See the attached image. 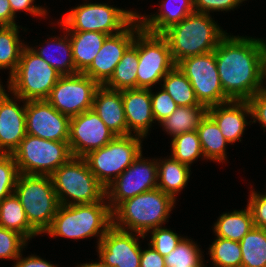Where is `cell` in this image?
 <instances>
[{
    "mask_svg": "<svg viewBox=\"0 0 266 267\" xmlns=\"http://www.w3.org/2000/svg\"><path fill=\"white\" fill-rule=\"evenodd\" d=\"M214 53L224 94L230 100L248 101L265 86L258 38L227 33Z\"/></svg>",
    "mask_w": 266,
    "mask_h": 267,
    "instance_id": "1",
    "label": "cell"
},
{
    "mask_svg": "<svg viewBox=\"0 0 266 267\" xmlns=\"http://www.w3.org/2000/svg\"><path fill=\"white\" fill-rule=\"evenodd\" d=\"M226 34L210 14L198 12L189 14L162 33L175 65L185 58L213 52Z\"/></svg>",
    "mask_w": 266,
    "mask_h": 267,
    "instance_id": "2",
    "label": "cell"
},
{
    "mask_svg": "<svg viewBox=\"0 0 266 267\" xmlns=\"http://www.w3.org/2000/svg\"><path fill=\"white\" fill-rule=\"evenodd\" d=\"M176 201L155 188L121 202L112 211L115 228L146 235L168 222ZM167 220V221H166Z\"/></svg>",
    "mask_w": 266,
    "mask_h": 267,
    "instance_id": "3",
    "label": "cell"
},
{
    "mask_svg": "<svg viewBox=\"0 0 266 267\" xmlns=\"http://www.w3.org/2000/svg\"><path fill=\"white\" fill-rule=\"evenodd\" d=\"M112 226V211L106 197L93 204L59 205L50 227L44 232L51 238L67 239L98 237L97 243Z\"/></svg>",
    "mask_w": 266,
    "mask_h": 267,
    "instance_id": "4",
    "label": "cell"
},
{
    "mask_svg": "<svg viewBox=\"0 0 266 267\" xmlns=\"http://www.w3.org/2000/svg\"><path fill=\"white\" fill-rule=\"evenodd\" d=\"M50 176L60 205L93 204L106 197L105 187L82 157H72Z\"/></svg>",
    "mask_w": 266,
    "mask_h": 267,
    "instance_id": "5",
    "label": "cell"
},
{
    "mask_svg": "<svg viewBox=\"0 0 266 267\" xmlns=\"http://www.w3.org/2000/svg\"><path fill=\"white\" fill-rule=\"evenodd\" d=\"M14 193L29 224L42 235L50 227L60 205L51 176L19 173Z\"/></svg>",
    "mask_w": 266,
    "mask_h": 267,
    "instance_id": "6",
    "label": "cell"
},
{
    "mask_svg": "<svg viewBox=\"0 0 266 267\" xmlns=\"http://www.w3.org/2000/svg\"><path fill=\"white\" fill-rule=\"evenodd\" d=\"M61 76L27 44L16 71L7 81V90L25 101L46 100Z\"/></svg>",
    "mask_w": 266,
    "mask_h": 267,
    "instance_id": "7",
    "label": "cell"
},
{
    "mask_svg": "<svg viewBox=\"0 0 266 267\" xmlns=\"http://www.w3.org/2000/svg\"><path fill=\"white\" fill-rule=\"evenodd\" d=\"M136 11L108 3H85L73 7L56 23L65 31H93L107 35L123 31L136 17Z\"/></svg>",
    "mask_w": 266,
    "mask_h": 267,
    "instance_id": "8",
    "label": "cell"
},
{
    "mask_svg": "<svg viewBox=\"0 0 266 267\" xmlns=\"http://www.w3.org/2000/svg\"><path fill=\"white\" fill-rule=\"evenodd\" d=\"M143 140L144 137L133 134L115 136L107 145L89 152L83 158L106 188L141 154Z\"/></svg>",
    "mask_w": 266,
    "mask_h": 267,
    "instance_id": "9",
    "label": "cell"
},
{
    "mask_svg": "<svg viewBox=\"0 0 266 267\" xmlns=\"http://www.w3.org/2000/svg\"><path fill=\"white\" fill-rule=\"evenodd\" d=\"M12 155L19 173L49 176L73 157L68 142L45 140L29 134Z\"/></svg>",
    "mask_w": 266,
    "mask_h": 267,
    "instance_id": "10",
    "label": "cell"
},
{
    "mask_svg": "<svg viewBox=\"0 0 266 267\" xmlns=\"http://www.w3.org/2000/svg\"><path fill=\"white\" fill-rule=\"evenodd\" d=\"M132 45L139 55L137 88L152 89L157 83L161 85L162 79L175 66L166 38L141 28Z\"/></svg>",
    "mask_w": 266,
    "mask_h": 267,
    "instance_id": "11",
    "label": "cell"
},
{
    "mask_svg": "<svg viewBox=\"0 0 266 267\" xmlns=\"http://www.w3.org/2000/svg\"><path fill=\"white\" fill-rule=\"evenodd\" d=\"M177 67L189 79L200 104L208 108L231 101L224 94L214 51L185 58Z\"/></svg>",
    "mask_w": 266,
    "mask_h": 267,
    "instance_id": "12",
    "label": "cell"
},
{
    "mask_svg": "<svg viewBox=\"0 0 266 267\" xmlns=\"http://www.w3.org/2000/svg\"><path fill=\"white\" fill-rule=\"evenodd\" d=\"M157 188V159L141 154L106 189V199L111 211L121 202Z\"/></svg>",
    "mask_w": 266,
    "mask_h": 267,
    "instance_id": "13",
    "label": "cell"
},
{
    "mask_svg": "<svg viewBox=\"0 0 266 267\" xmlns=\"http://www.w3.org/2000/svg\"><path fill=\"white\" fill-rule=\"evenodd\" d=\"M99 86L84 73L62 75L46 100L60 113L71 118L92 109Z\"/></svg>",
    "mask_w": 266,
    "mask_h": 267,
    "instance_id": "14",
    "label": "cell"
},
{
    "mask_svg": "<svg viewBox=\"0 0 266 267\" xmlns=\"http://www.w3.org/2000/svg\"><path fill=\"white\" fill-rule=\"evenodd\" d=\"M142 28L136 17L123 31L108 35L91 65L83 72L99 85H104L113 75L123 54L133 44L136 33Z\"/></svg>",
    "mask_w": 266,
    "mask_h": 267,
    "instance_id": "15",
    "label": "cell"
},
{
    "mask_svg": "<svg viewBox=\"0 0 266 267\" xmlns=\"http://www.w3.org/2000/svg\"><path fill=\"white\" fill-rule=\"evenodd\" d=\"M115 136L92 109L70 118L68 143L73 157L83 158Z\"/></svg>",
    "mask_w": 266,
    "mask_h": 267,
    "instance_id": "16",
    "label": "cell"
},
{
    "mask_svg": "<svg viewBox=\"0 0 266 267\" xmlns=\"http://www.w3.org/2000/svg\"><path fill=\"white\" fill-rule=\"evenodd\" d=\"M140 237L146 238L145 235L112 225L97 244L98 256L109 267H140Z\"/></svg>",
    "mask_w": 266,
    "mask_h": 267,
    "instance_id": "17",
    "label": "cell"
},
{
    "mask_svg": "<svg viewBox=\"0 0 266 267\" xmlns=\"http://www.w3.org/2000/svg\"><path fill=\"white\" fill-rule=\"evenodd\" d=\"M70 117L47 100L26 101V133L45 140L68 142Z\"/></svg>",
    "mask_w": 266,
    "mask_h": 267,
    "instance_id": "18",
    "label": "cell"
},
{
    "mask_svg": "<svg viewBox=\"0 0 266 267\" xmlns=\"http://www.w3.org/2000/svg\"><path fill=\"white\" fill-rule=\"evenodd\" d=\"M10 93L9 96L5 89L0 93V153L2 154H12L27 135L26 101ZM16 101L22 102L23 106L20 107Z\"/></svg>",
    "mask_w": 266,
    "mask_h": 267,
    "instance_id": "19",
    "label": "cell"
},
{
    "mask_svg": "<svg viewBox=\"0 0 266 267\" xmlns=\"http://www.w3.org/2000/svg\"><path fill=\"white\" fill-rule=\"evenodd\" d=\"M127 124V135L134 134L146 138L155 123L152 112L150 89H127L121 91ZM133 131V133H132Z\"/></svg>",
    "mask_w": 266,
    "mask_h": 267,
    "instance_id": "20",
    "label": "cell"
},
{
    "mask_svg": "<svg viewBox=\"0 0 266 267\" xmlns=\"http://www.w3.org/2000/svg\"><path fill=\"white\" fill-rule=\"evenodd\" d=\"M207 113L214 119L229 144L240 141L247 124V117L252 116L248 101H229L207 108Z\"/></svg>",
    "mask_w": 266,
    "mask_h": 267,
    "instance_id": "21",
    "label": "cell"
},
{
    "mask_svg": "<svg viewBox=\"0 0 266 267\" xmlns=\"http://www.w3.org/2000/svg\"><path fill=\"white\" fill-rule=\"evenodd\" d=\"M92 110L116 136L127 135L121 91L100 85L95 92Z\"/></svg>",
    "mask_w": 266,
    "mask_h": 267,
    "instance_id": "22",
    "label": "cell"
},
{
    "mask_svg": "<svg viewBox=\"0 0 266 267\" xmlns=\"http://www.w3.org/2000/svg\"><path fill=\"white\" fill-rule=\"evenodd\" d=\"M158 10L160 12L147 16L137 13L144 30L154 34H162L169 27L195 12L194 0H162Z\"/></svg>",
    "mask_w": 266,
    "mask_h": 267,
    "instance_id": "23",
    "label": "cell"
},
{
    "mask_svg": "<svg viewBox=\"0 0 266 267\" xmlns=\"http://www.w3.org/2000/svg\"><path fill=\"white\" fill-rule=\"evenodd\" d=\"M60 37L53 36L46 40V47H32V50L45 60L52 68L56 69L61 75H73L79 73L73 61L72 45L67 32ZM38 48V49H37ZM50 48V49H49ZM53 50H55L53 52ZM56 52V54H54ZM58 52V53H57ZM63 55V56H62Z\"/></svg>",
    "mask_w": 266,
    "mask_h": 267,
    "instance_id": "24",
    "label": "cell"
},
{
    "mask_svg": "<svg viewBox=\"0 0 266 267\" xmlns=\"http://www.w3.org/2000/svg\"><path fill=\"white\" fill-rule=\"evenodd\" d=\"M69 35L75 68L83 73L99 53L107 34L93 31H66Z\"/></svg>",
    "mask_w": 266,
    "mask_h": 267,
    "instance_id": "25",
    "label": "cell"
},
{
    "mask_svg": "<svg viewBox=\"0 0 266 267\" xmlns=\"http://www.w3.org/2000/svg\"><path fill=\"white\" fill-rule=\"evenodd\" d=\"M190 169L171 155L168 159L157 158V188L176 201L178 193L186 187L190 179Z\"/></svg>",
    "mask_w": 266,
    "mask_h": 267,
    "instance_id": "26",
    "label": "cell"
},
{
    "mask_svg": "<svg viewBox=\"0 0 266 267\" xmlns=\"http://www.w3.org/2000/svg\"><path fill=\"white\" fill-rule=\"evenodd\" d=\"M201 149L205 160L223 163L227 160V140L214 119L206 113L197 128Z\"/></svg>",
    "mask_w": 266,
    "mask_h": 267,
    "instance_id": "27",
    "label": "cell"
},
{
    "mask_svg": "<svg viewBox=\"0 0 266 267\" xmlns=\"http://www.w3.org/2000/svg\"><path fill=\"white\" fill-rule=\"evenodd\" d=\"M233 210L223 213L214 222L213 230L216 237L240 242L242 238L254 227L251 209Z\"/></svg>",
    "mask_w": 266,
    "mask_h": 267,
    "instance_id": "28",
    "label": "cell"
},
{
    "mask_svg": "<svg viewBox=\"0 0 266 267\" xmlns=\"http://www.w3.org/2000/svg\"><path fill=\"white\" fill-rule=\"evenodd\" d=\"M0 226L20 233L29 241L40 235L29 224L24 208L15 193L0 201Z\"/></svg>",
    "mask_w": 266,
    "mask_h": 267,
    "instance_id": "29",
    "label": "cell"
},
{
    "mask_svg": "<svg viewBox=\"0 0 266 267\" xmlns=\"http://www.w3.org/2000/svg\"><path fill=\"white\" fill-rule=\"evenodd\" d=\"M207 113V107L199 106H178L177 109L159 125L163 131L171 137L197 130L200 121Z\"/></svg>",
    "mask_w": 266,
    "mask_h": 267,
    "instance_id": "30",
    "label": "cell"
},
{
    "mask_svg": "<svg viewBox=\"0 0 266 267\" xmlns=\"http://www.w3.org/2000/svg\"><path fill=\"white\" fill-rule=\"evenodd\" d=\"M138 64V50L131 45L123 54L120 62L115 67L113 75L104 86L118 91L136 89Z\"/></svg>",
    "mask_w": 266,
    "mask_h": 267,
    "instance_id": "31",
    "label": "cell"
},
{
    "mask_svg": "<svg viewBox=\"0 0 266 267\" xmlns=\"http://www.w3.org/2000/svg\"><path fill=\"white\" fill-rule=\"evenodd\" d=\"M19 28L18 25L0 26V70L9 69V77L16 71L27 45L20 40Z\"/></svg>",
    "mask_w": 266,
    "mask_h": 267,
    "instance_id": "32",
    "label": "cell"
},
{
    "mask_svg": "<svg viewBox=\"0 0 266 267\" xmlns=\"http://www.w3.org/2000/svg\"><path fill=\"white\" fill-rule=\"evenodd\" d=\"M239 244L241 267H266V229L254 226Z\"/></svg>",
    "mask_w": 266,
    "mask_h": 267,
    "instance_id": "33",
    "label": "cell"
},
{
    "mask_svg": "<svg viewBox=\"0 0 266 267\" xmlns=\"http://www.w3.org/2000/svg\"><path fill=\"white\" fill-rule=\"evenodd\" d=\"M161 89L166 91L178 106H199L194 89L185 74L175 65L162 79Z\"/></svg>",
    "mask_w": 266,
    "mask_h": 267,
    "instance_id": "34",
    "label": "cell"
},
{
    "mask_svg": "<svg viewBox=\"0 0 266 267\" xmlns=\"http://www.w3.org/2000/svg\"><path fill=\"white\" fill-rule=\"evenodd\" d=\"M171 156L191 167L199 157L204 159L197 130L176 135L171 140Z\"/></svg>",
    "mask_w": 266,
    "mask_h": 267,
    "instance_id": "35",
    "label": "cell"
},
{
    "mask_svg": "<svg viewBox=\"0 0 266 267\" xmlns=\"http://www.w3.org/2000/svg\"><path fill=\"white\" fill-rule=\"evenodd\" d=\"M208 253L214 267H241L242 252L239 242L216 237Z\"/></svg>",
    "mask_w": 266,
    "mask_h": 267,
    "instance_id": "36",
    "label": "cell"
},
{
    "mask_svg": "<svg viewBox=\"0 0 266 267\" xmlns=\"http://www.w3.org/2000/svg\"><path fill=\"white\" fill-rule=\"evenodd\" d=\"M203 257L201 248L184 236L177 247L164 257V261L166 267H200Z\"/></svg>",
    "mask_w": 266,
    "mask_h": 267,
    "instance_id": "37",
    "label": "cell"
},
{
    "mask_svg": "<svg viewBox=\"0 0 266 267\" xmlns=\"http://www.w3.org/2000/svg\"><path fill=\"white\" fill-rule=\"evenodd\" d=\"M28 244L20 233L0 226V259L15 260Z\"/></svg>",
    "mask_w": 266,
    "mask_h": 267,
    "instance_id": "38",
    "label": "cell"
},
{
    "mask_svg": "<svg viewBox=\"0 0 266 267\" xmlns=\"http://www.w3.org/2000/svg\"><path fill=\"white\" fill-rule=\"evenodd\" d=\"M18 175L14 156L0 153V201L14 193Z\"/></svg>",
    "mask_w": 266,
    "mask_h": 267,
    "instance_id": "39",
    "label": "cell"
},
{
    "mask_svg": "<svg viewBox=\"0 0 266 267\" xmlns=\"http://www.w3.org/2000/svg\"><path fill=\"white\" fill-rule=\"evenodd\" d=\"M151 233L150 244L158 253L163 257L167 256L172 250H174L179 242L184 238L173 230L164 227H157L150 230L148 234Z\"/></svg>",
    "mask_w": 266,
    "mask_h": 267,
    "instance_id": "40",
    "label": "cell"
},
{
    "mask_svg": "<svg viewBox=\"0 0 266 267\" xmlns=\"http://www.w3.org/2000/svg\"><path fill=\"white\" fill-rule=\"evenodd\" d=\"M151 94V103H152V112L155 119V122H162L165 118L169 117L178 107L174 102L172 97L163 89L156 92H153L150 89Z\"/></svg>",
    "mask_w": 266,
    "mask_h": 267,
    "instance_id": "41",
    "label": "cell"
},
{
    "mask_svg": "<svg viewBox=\"0 0 266 267\" xmlns=\"http://www.w3.org/2000/svg\"><path fill=\"white\" fill-rule=\"evenodd\" d=\"M247 202L253 215L254 226L266 229V195L255 191L253 187Z\"/></svg>",
    "mask_w": 266,
    "mask_h": 267,
    "instance_id": "42",
    "label": "cell"
},
{
    "mask_svg": "<svg viewBox=\"0 0 266 267\" xmlns=\"http://www.w3.org/2000/svg\"><path fill=\"white\" fill-rule=\"evenodd\" d=\"M240 4V0H194V9L198 13L210 14L215 11H231Z\"/></svg>",
    "mask_w": 266,
    "mask_h": 267,
    "instance_id": "43",
    "label": "cell"
},
{
    "mask_svg": "<svg viewBox=\"0 0 266 267\" xmlns=\"http://www.w3.org/2000/svg\"><path fill=\"white\" fill-rule=\"evenodd\" d=\"M251 111V123L259 122L263 128H266V86L259 90L254 96L248 100Z\"/></svg>",
    "mask_w": 266,
    "mask_h": 267,
    "instance_id": "44",
    "label": "cell"
},
{
    "mask_svg": "<svg viewBox=\"0 0 266 267\" xmlns=\"http://www.w3.org/2000/svg\"><path fill=\"white\" fill-rule=\"evenodd\" d=\"M35 0H9L13 15L16 17L17 12L25 11L32 16L44 17L48 14V10L40 5H34Z\"/></svg>",
    "mask_w": 266,
    "mask_h": 267,
    "instance_id": "45",
    "label": "cell"
},
{
    "mask_svg": "<svg viewBox=\"0 0 266 267\" xmlns=\"http://www.w3.org/2000/svg\"><path fill=\"white\" fill-rule=\"evenodd\" d=\"M148 246L145 250L141 248L140 267H166L164 257L150 244Z\"/></svg>",
    "mask_w": 266,
    "mask_h": 267,
    "instance_id": "46",
    "label": "cell"
},
{
    "mask_svg": "<svg viewBox=\"0 0 266 267\" xmlns=\"http://www.w3.org/2000/svg\"><path fill=\"white\" fill-rule=\"evenodd\" d=\"M22 255L23 254L21 253V255L15 260L16 262L13 267H58L57 264H51L36 254H31L28 257H23Z\"/></svg>",
    "mask_w": 266,
    "mask_h": 267,
    "instance_id": "47",
    "label": "cell"
},
{
    "mask_svg": "<svg viewBox=\"0 0 266 267\" xmlns=\"http://www.w3.org/2000/svg\"><path fill=\"white\" fill-rule=\"evenodd\" d=\"M9 0H0V26L17 25Z\"/></svg>",
    "mask_w": 266,
    "mask_h": 267,
    "instance_id": "48",
    "label": "cell"
},
{
    "mask_svg": "<svg viewBox=\"0 0 266 267\" xmlns=\"http://www.w3.org/2000/svg\"><path fill=\"white\" fill-rule=\"evenodd\" d=\"M258 42L261 48V56H262V77L263 80L266 79V39L258 38Z\"/></svg>",
    "mask_w": 266,
    "mask_h": 267,
    "instance_id": "49",
    "label": "cell"
},
{
    "mask_svg": "<svg viewBox=\"0 0 266 267\" xmlns=\"http://www.w3.org/2000/svg\"><path fill=\"white\" fill-rule=\"evenodd\" d=\"M76 267H109L108 265H105L101 259L99 258L98 262H91V263H80V265L77 264Z\"/></svg>",
    "mask_w": 266,
    "mask_h": 267,
    "instance_id": "50",
    "label": "cell"
},
{
    "mask_svg": "<svg viewBox=\"0 0 266 267\" xmlns=\"http://www.w3.org/2000/svg\"><path fill=\"white\" fill-rule=\"evenodd\" d=\"M4 89H5V88H4L3 84H1V81H0V93H1Z\"/></svg>",
    "mask_w": 266,
    "mask_h": 267,
    "instance_id": "51",
    "label": "cell"
},
{
    "mask_svg": "<svg viewBox=\"0 0 266 267\" xmlns=\"http://www.w3.org/2000/svg\"><path fill=\"white\" fill-rule=\"evenodd\" d=\"M200 267H207L204 263Z\"/></svg>",
    "mask_w": 266,
    "mask_h": 267,
    "instance_id": "52",
    "label": "cell"
}]
</instances>
